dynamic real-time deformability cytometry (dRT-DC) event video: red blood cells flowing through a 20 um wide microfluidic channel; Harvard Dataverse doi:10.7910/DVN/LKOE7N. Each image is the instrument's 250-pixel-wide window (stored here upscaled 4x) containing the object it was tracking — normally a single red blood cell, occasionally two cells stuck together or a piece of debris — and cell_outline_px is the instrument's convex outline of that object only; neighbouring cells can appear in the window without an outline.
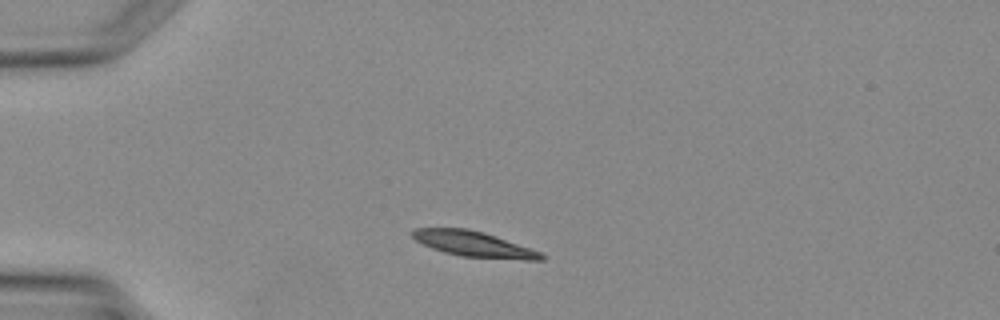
{"species": "Egyptian fruit bat (a non-hibernating species)", "species_latin": "Rousettus aegyptiacus", "temperature_condition": "warm", "stored_images_in_passage": 2, "camera_frame_rate_fps": 3000, "um_per_image_px": 0.085, "animal": {"sex": "female"}, "frame": {"image": 1, "passage_image": 2, "time_ms": 1.0, "image_size_px": [1000, 320], "cell_outline_px": [[548, 256], [544, 260], [524, 260], [464, 256], [444, 252], [432, 248], [416, 240], [408, 232], [416, 228], [468, 228], [484, 232], [544, 252]], "centroid_in_image_um": [40.34, 20.74], "position_along_channel_um": 44.7, "area_um2": 19.31}}